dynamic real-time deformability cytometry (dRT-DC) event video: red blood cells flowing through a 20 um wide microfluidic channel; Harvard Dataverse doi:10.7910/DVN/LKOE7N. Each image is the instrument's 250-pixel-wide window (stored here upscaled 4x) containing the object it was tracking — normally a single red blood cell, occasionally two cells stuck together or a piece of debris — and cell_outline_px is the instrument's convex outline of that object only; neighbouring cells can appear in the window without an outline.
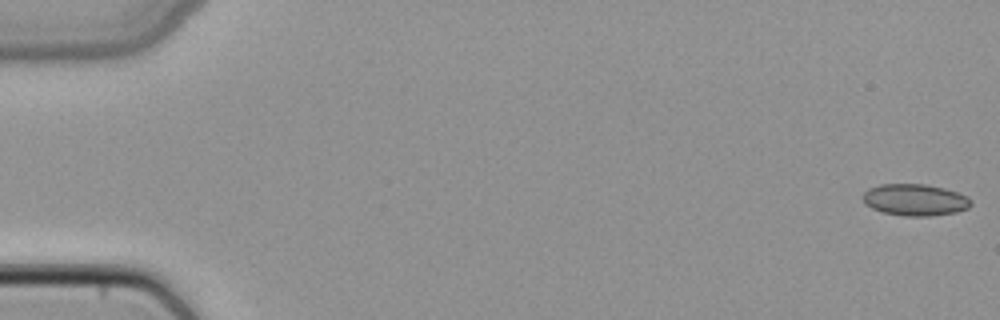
{"species": "common noctule bat (a hibernating species)", "species_latin": "Nyctalus noctula", "temperature_condition": "cold", "stored_images_in_passage": 5, "camera_frame_rate_fps": 3000, "um_per_image_px": 0.085, "animal": {"sex": "female", "body_mass_g": 22.7, "forearm_length_mm": 54.2}, "frame": {"image": 1, "passage_image": 1, "time_ms": 0.0, "image_size_px": [1000, 320], "cell_outline_px": [[972, 204], [968, 208], [956, 212], [928, 216], [904, 216], [884, 212], [872, 208], [864, 204], [860, 196], [868, 188], [880, 184], [924, 184], [944, 188], [968, 196], [972, 200]], "centroid_in_image_um": [77.75, 16.98], "position_along_channel_um": 7.3, "area_um2": 20.11}}
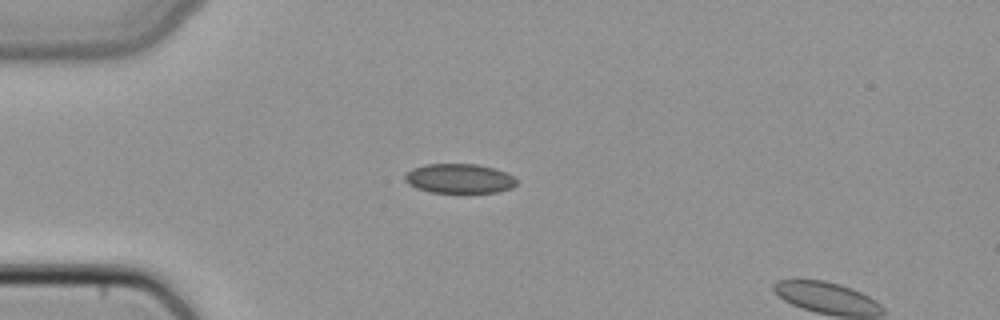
{"frame": {"image": 2, "passage_image": 4, "time_ms": 1.0, "image_size_px": [1000, 320], "cell_outline_px": [[516, 184], [512, 188], [496, 192], [432, 192], [416, 188], [408, 184], [404, 180], [404, 176], [412, 168], [424, 164], [476, 164], [492, 168], [504, 172], [512, 176], [516, 180]], "centroid_in_image_um": [39.0, 15.17], "position_along_channel_um": 46.0, "area_um2": 19.02}}